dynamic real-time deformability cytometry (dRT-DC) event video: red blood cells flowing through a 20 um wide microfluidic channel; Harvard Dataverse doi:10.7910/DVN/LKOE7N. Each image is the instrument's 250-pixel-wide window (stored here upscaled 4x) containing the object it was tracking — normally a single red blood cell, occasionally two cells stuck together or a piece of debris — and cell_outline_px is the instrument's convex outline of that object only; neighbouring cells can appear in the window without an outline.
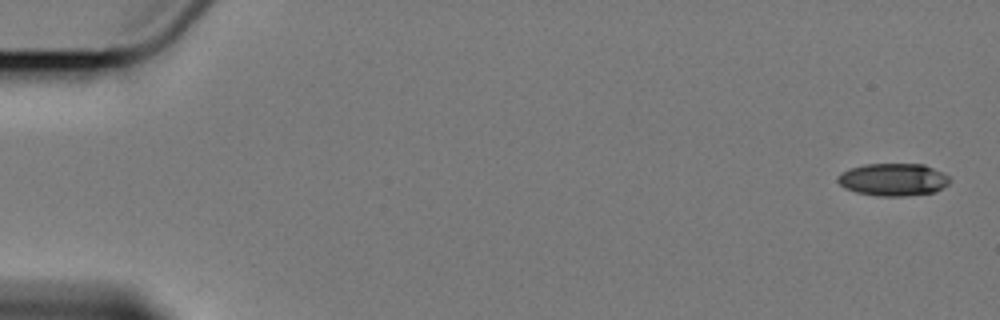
{"species": "Egyptian fruit bat (a non-hibernating species)", "species_latin": "Rousettus aegyptiacus", "temperature_condition": "cold", "stored_images_in_passage": 7, "segment_of_instrument_passage": [1, 2], "camera_frame_rate_fps": 3000, "um_per_image_px": 0.085, "animal": {"sex": "female"}, "frame": {"image": 1, "passage_image": 1, "time_ms": 0.0, "image_size_px": [1000, 320], "cell_outline_px": [[952, 180], [948, 184], [936, 192], [908, 196], [876, 196], [856, 192], [844, 188], [836, 180], [836, 176], [840, 172], [864, 164], [924, 164], [948, 176]], "centroid_in_image_um": [75.9, 15.27], "position_along_channel_um": 9.1, "area_um2": 21.39}}
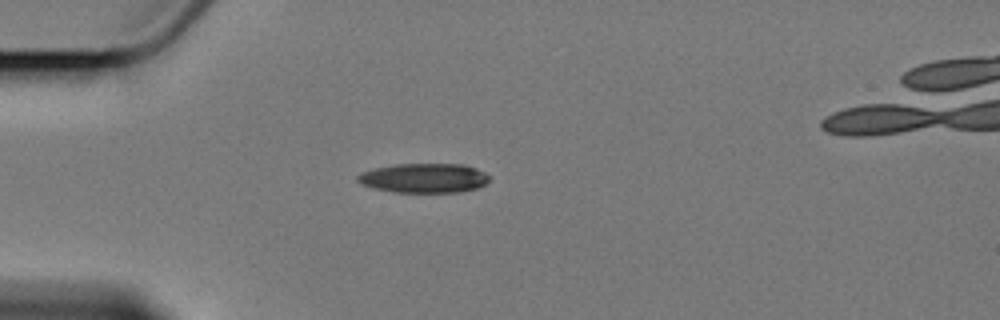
{"frame": {"image": 2, "passage_image": 5, "time_ms": 5.0, "image_size_px": [1000, 320], "cell_outline_px": [[492, 180], [476, 188], [460, 192], [396, 192], [372, 188], [360, 184], [356, 180], [356, 176], [360, 172], [372, 168], [392, 164], [464, 164], [476, 168], [484, 172]], "centroid_in_image_um": [35.99, 15.13], "position_along_channel_um": 49.0, "area_um2": 22.89}}